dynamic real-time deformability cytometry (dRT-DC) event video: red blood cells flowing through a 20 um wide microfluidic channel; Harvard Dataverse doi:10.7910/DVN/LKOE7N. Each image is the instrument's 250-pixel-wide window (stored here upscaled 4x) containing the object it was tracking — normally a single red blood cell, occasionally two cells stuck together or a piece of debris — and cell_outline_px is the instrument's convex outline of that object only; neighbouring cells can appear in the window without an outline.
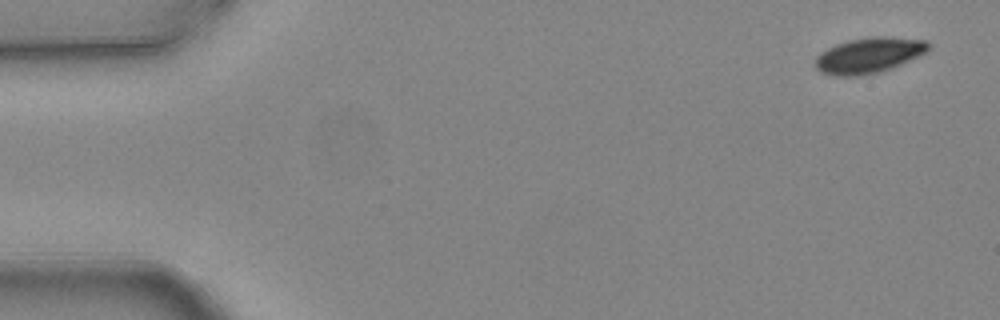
{"species": "common noctule bat (a hibernating species)", "species_latin": "Nyctalus noctula", "temperature_condition": "warm", "stored_images_in_passage": 5, "camera_frame_rate_fps": 3000, "um_per_image_px": 0.085, "animal": {"sex": "female", "body_mass_g": 24.6, "forearm_length_mm": 56.2}, "frame": {"image": 1, "passage_image": 1, "time_ms": 0.0, "image_size_px": [1000, 320], "cell_outline_px": [[932, 44], [928, 52], [900, 64], [880, 72], [860, 76], [836, 76], [820, 72], [816, 68], [816, 56], [820, 52], [836, 44], [848, 40], [872, 36], [884, 36], [928, 40]], "centroid_in_image_um": [73.88, 4.69], "position_along_channel_um": 11.1, "area_um2": 23.64}}
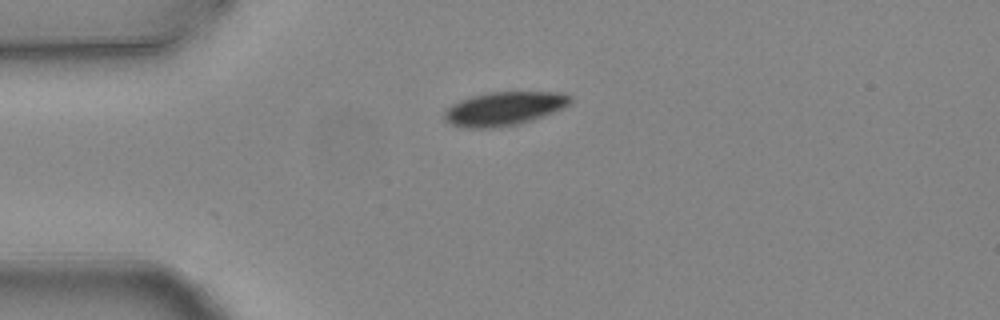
{"frame": {"image": 2, "passage_image": 4, "time_ms": 1.0, "image_size_px": [1000, 320], "cell_outline_px": [[572, 100], [564, 108], [544, 116], [520, 124], [496, 128], [460, 128], [448, 124], [444, 120], [444, 112], [452, 104], [460, 100], [472, 96], [488, 92], [564, 92], [572, 96]], "centroid_in_image_um": [42.84, 9.25], "position_along_channel_um": 42.2, "area_um2": 25.14}}